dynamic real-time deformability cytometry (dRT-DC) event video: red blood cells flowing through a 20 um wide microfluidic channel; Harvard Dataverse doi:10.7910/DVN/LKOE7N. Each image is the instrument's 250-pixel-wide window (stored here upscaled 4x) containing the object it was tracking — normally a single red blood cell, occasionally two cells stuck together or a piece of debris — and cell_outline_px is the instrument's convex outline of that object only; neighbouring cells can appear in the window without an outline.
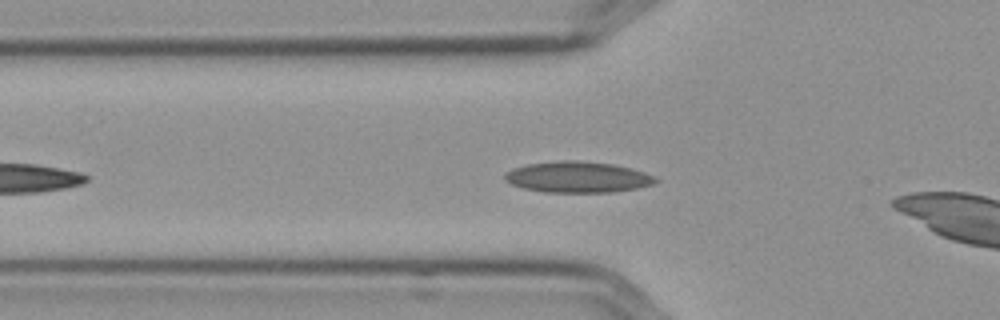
{"species": "Egyptian fruit bat (a non-hibernating species)", "species_latin": "Rousettus aegyptiacus", "temperature_condition": "cold", "stored_images_in_passage": 37, "camera_frame_rate_fps": 3000, "um_per_image_px": 0.085, "frame": {"image": 1, "passage_image": 7, "time_ms": 2.0, "image_size_px": [1000, 320], "cell_outline_px": [[660, 180], [656, 184], [616, 192], [544, 192], [524, 188], [512, 184], [504, 180], [504, 176], [512, 168], [528, 164], [564, 160], [572, 160], [612, 164], [644, 172]], "centroid_in_image_um": [49.11, 15.06], "position_along_channel_um": 76.7, "area_um2": 27.05}}
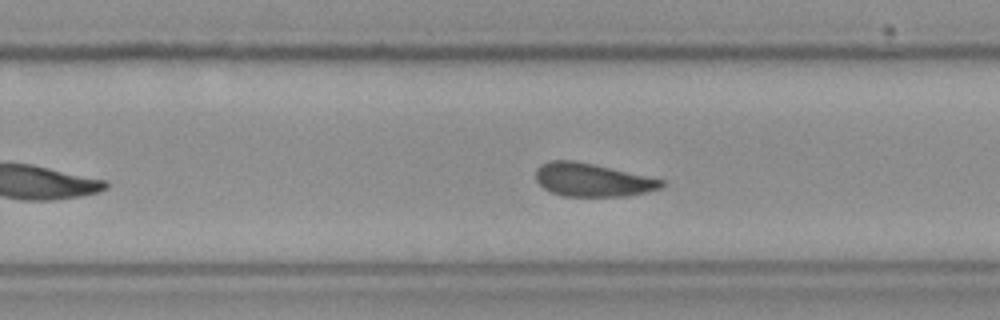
{"frame": {"image": 2, "passage_image": 24, "time_ms": 7.667, "image_size_px": [1000, 320], "cell_outline_px": [[664, 184], [660, 188], [648, 192], [628, 196], [560, 196], [544, 188], [536, 180], [536, 168], [540, 164], [552, 160], [572, 160], [592, 164], [664, 180]], "centroid_in_image_um": [50.32, 15.3], "position_along_channel_um": 279.5, "area_um2": 24.16}}
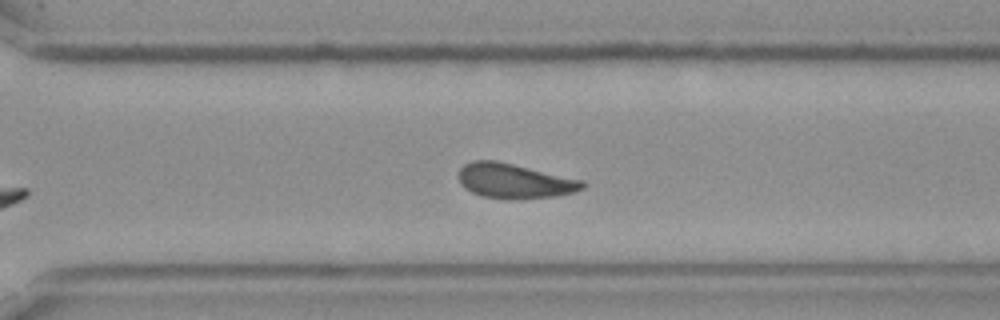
{"frame": {"image": 3, "passage_image": 28, "time_ms": 9.0, "image_size_px": [1000, 320], "cell_outline_px": [[588, 184], [584, 188], [572, 192], [556, 196], [520, 200], [504, 200], [480, 196], [464, 188], [460, 184], [460, 168], [464, 164], [472, 160], [496, 160], [584, 180]], "centroid_in_image_um": [43.74, 15.4], "position_along_channel_um": 326.9, "area_um2": 25.55}}